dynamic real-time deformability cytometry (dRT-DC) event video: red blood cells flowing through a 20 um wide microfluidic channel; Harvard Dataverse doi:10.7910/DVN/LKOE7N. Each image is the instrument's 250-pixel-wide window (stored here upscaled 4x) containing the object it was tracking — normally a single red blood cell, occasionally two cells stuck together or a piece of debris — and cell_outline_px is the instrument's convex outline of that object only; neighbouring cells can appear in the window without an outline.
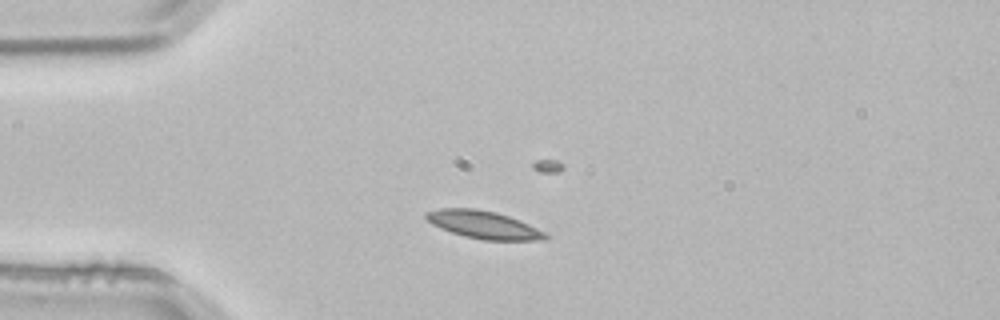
{"species": "common noctule bat (a hibernating species)", "species_latin": "Nyctalus noctula", "temperature_condition": "room temperature", "stored_images_in_passage": 2, "camera_frame_rate_fps": 3000, "um_per_image_px": 0.085, "animal": {"sex": "male", "body_mass_g": 21.5, "forearm_length_mm": 52.0}, "frame": {"image": 1, "passage_image": 1, "time_ms": 0.0, "image_size_px": [1000, 320], "cell_outline_px": [[548, 240], [480, 240], [464, 236], [440, 228], [432, 224], [424, 216], [424, 212], [440, 208], [476, 208], [496, 212], [520, 220], [548, 232]], "centroid_in_image_um": [41.14, 19.1], "position_along_channel_um": 43.9, "area_um2": 19.54}}